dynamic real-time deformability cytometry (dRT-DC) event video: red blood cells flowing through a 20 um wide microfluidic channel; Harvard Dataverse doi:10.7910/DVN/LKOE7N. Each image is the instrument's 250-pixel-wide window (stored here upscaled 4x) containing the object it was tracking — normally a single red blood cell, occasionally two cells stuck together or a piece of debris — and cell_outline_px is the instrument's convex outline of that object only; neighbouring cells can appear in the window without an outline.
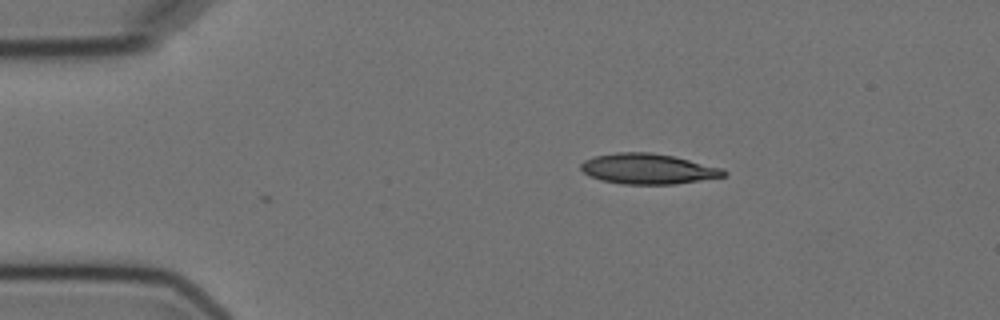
{"species": "Egyptian fruit bat (a non-hibernating species)", "species_latin": "Rousettus aegyptiacus", "temperature_condition": "cold", "stored_images_in_passage": 3, "camera_frame_rate_fps": 3000, "um_per_image_px": 0.085, "animal": {"sex": "female"}, "frame": {"image": 1, "passage_image": 3, "time_ms": 2.333, "image_size_px": [1000, 320], "cell_outline_px": [[728, 172], [724, 176], [676, 184], [620, 184], [600, 180], [588, 176], [580, 168], [580, 164], [584, 160], [592, 156], [616, 152], [652, 152], [672, 156], [724, 168]], "centroid_in_image_um": [55.04, 14.35], "position_along_channel_um": 30.0, "area_um2": 25.49}}